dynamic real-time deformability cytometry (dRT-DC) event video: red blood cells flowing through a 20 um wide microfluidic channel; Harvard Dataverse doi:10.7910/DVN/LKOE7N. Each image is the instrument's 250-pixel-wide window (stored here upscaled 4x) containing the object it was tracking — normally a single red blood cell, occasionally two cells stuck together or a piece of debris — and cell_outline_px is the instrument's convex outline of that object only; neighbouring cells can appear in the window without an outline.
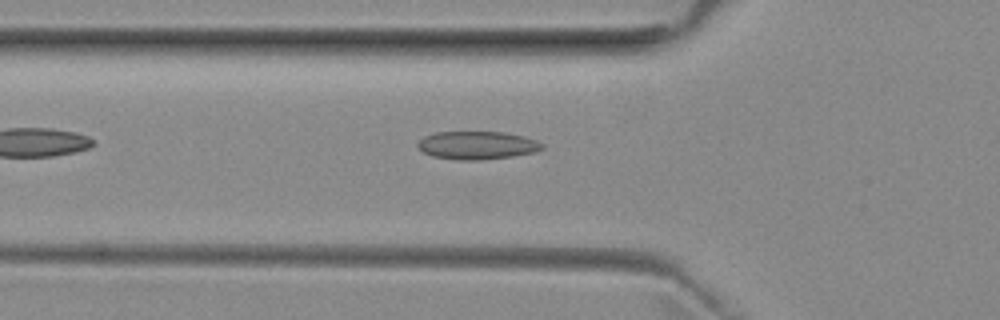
{"species": "common noctule bat (a hibernating species)", "species_latin": "Nyctalus noctula", "temperature_condition": "room temperature", "stored_images_in_passage": 34, "camera_frame_rate_fps": 3000, "um_per_image_px": 0.085, "animal": {"sex": "female", "body_mass_g": 29.2, "forearm_length_mm": 56.3}, "frame": {"image": 1, "passage_image": 2, "time_ms": 0.333, "image_size_px": [1000, 320], "cell_outline_px": [[544, 148], [536, 152], [512, 156], [480, 160], [460, 160], [432, 156], [424, 152], [416, 144], [424, 136], [436, 132], [504, 132], [524, 136], [536, 140], [544, 144]], "centroid_in_image_um": [40.59, 12.35], "position_along_channel_um": 85.2, "area_um2": 20.35}}
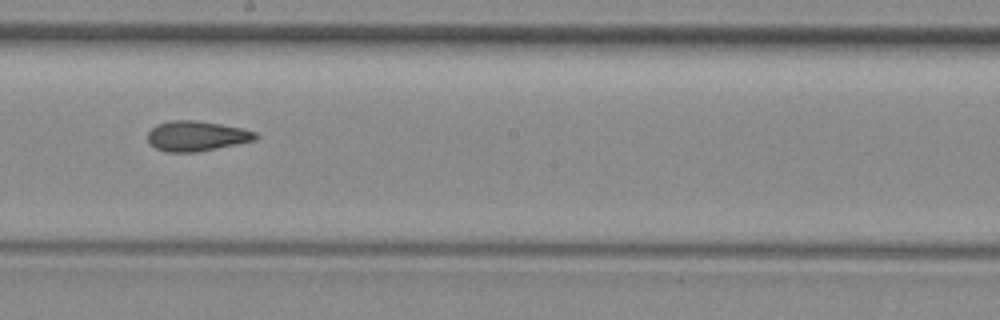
{"frame": {"image": 2, "passage_image": 13, "time_ms": 4.0, "image_size_px": [1000, 320], "cell_outline_px": [[260, 136], [256, 140], [196, 152], [168, 152], [156, 148], [148, 140], [148, 132], [156, 124], [172, 120], [192, 120], [220, 124], [244, 128], [256, 132]], "centroid_in_image_um": [16.73, 11.55], "position_along_channel_um": 231.5, "area_um2": 18.84}}
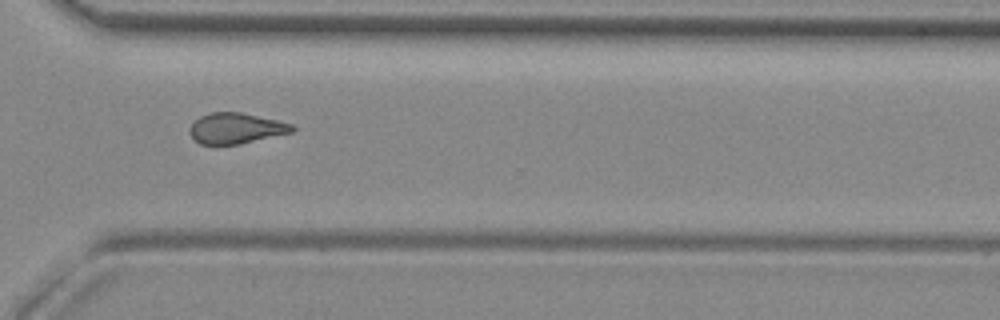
{"frame": {"image": 3, "passage_image": 22, "time_ms": 7.0, "image_size_px": [1000, 320], "cell_outline_px": [[296, 128], [292, 132], [240, 144], [200, 144], [192, 136], [192, 124], [200, 116], [212, 112], [240, 112], [276, 120], [292, 124]], "centroid_in_image_um": [20.09, 10.9], "position_along_channel_um": 350.5, "area_um2": 17.92}}